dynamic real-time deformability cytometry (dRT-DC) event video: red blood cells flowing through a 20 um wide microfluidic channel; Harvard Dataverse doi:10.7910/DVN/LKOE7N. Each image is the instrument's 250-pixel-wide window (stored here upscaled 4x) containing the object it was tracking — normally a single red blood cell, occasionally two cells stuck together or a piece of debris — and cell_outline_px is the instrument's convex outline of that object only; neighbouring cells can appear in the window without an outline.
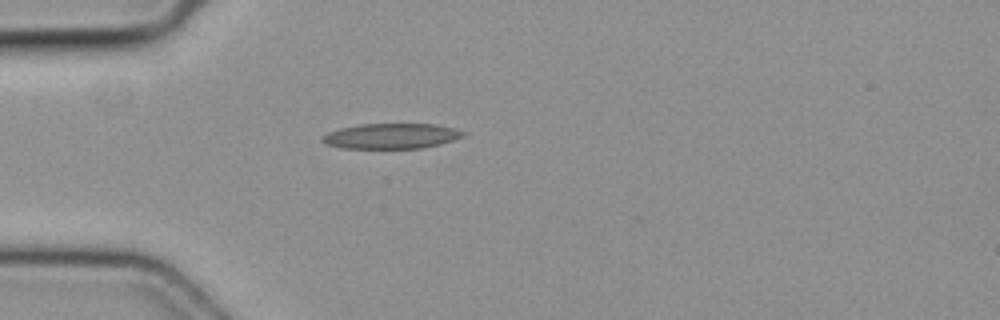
{"species": "common noctule bat (a hibernating species)", "species_latin": "Nyctalus noctula", "temperature_condition": "cold", "stored_images_in_passage": 1, "camera_frame_rate_fps": 3000, "um_per_image_px": 0.085, "animal": {"sex": "female", "body_mass_g": 19.3, "forearm_length_mm": 54.1}, "frame": {"image": 1, "passage_image": 1, "time_ms": 0.0, "image_size_px": [1000, 320], "cell_outline_px": [[468, 132], [464, 136], [440, 144], [424, 148], [340, 148], [324, 144], [320, 140], [320, 136], [328, 132], [340, 128], [360, 124], [436, 124], [456, 128]], "centroid_in_image_um": [33.25, 11.56], "position_along_channel_um": 51.8, "area_um2": 21.04}}